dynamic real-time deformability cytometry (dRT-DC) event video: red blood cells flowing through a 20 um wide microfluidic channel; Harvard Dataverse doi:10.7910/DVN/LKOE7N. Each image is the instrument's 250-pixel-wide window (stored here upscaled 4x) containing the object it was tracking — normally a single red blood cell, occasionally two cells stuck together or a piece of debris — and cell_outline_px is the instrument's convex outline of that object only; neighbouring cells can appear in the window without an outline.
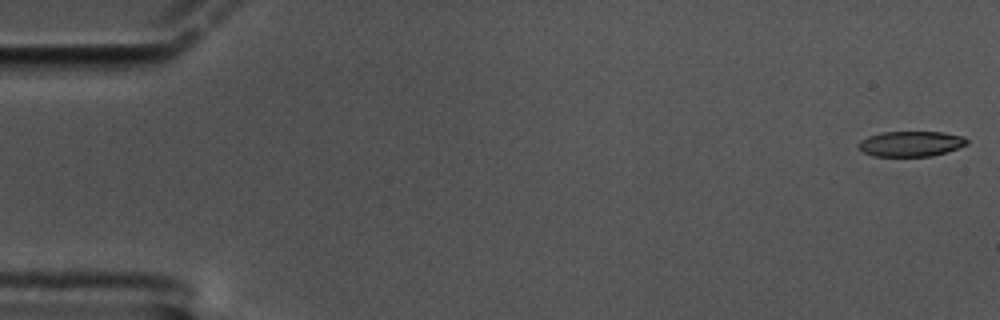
{"species": "common noctule bat (a hibernating species)", "species_latin": "Nyctalus noctula", "temperature_condition": "cold", "stored_images_in_passage": 26, "camera_frame_rate_fps": 3000, "um_per_image_px": 0.085, "animal": {"sex": "male", "body_mass_g": 17.5, "forearm_length_mm": 52.3}, "frame": {"image": 1, "passage_image": 1, "time_ms": 0.0, "image_size_px": [1000, 320], "cell_outline_px": [[968, 144], [948, 152], [932, 156], [872, 156], [864, 152], [856, 144], [860, 140], [868, 136], [880, 132], [944, 132], [964, 136], [968, 140]], "centroid_in_image_um": [77.44, 12.22], "position_along_channel_um": 7.6, "area_um2": 16.18}}
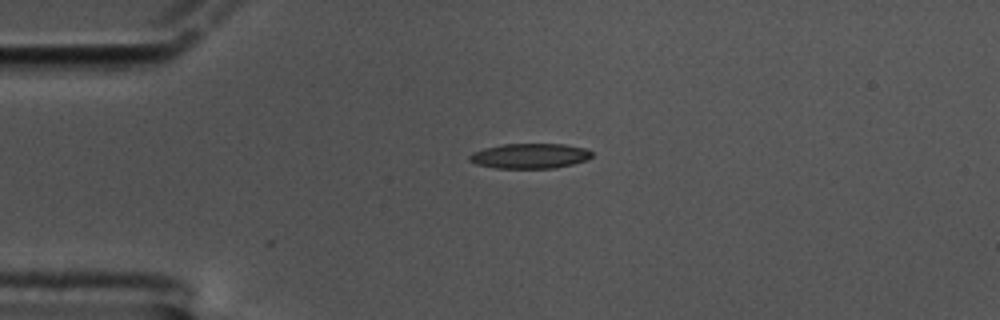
{"frame": {"image": 2, "passage_image": 14, "time_ms": 4.333, "image_size_px": [1000, 320], "cell_outline_px": [[592, 156], [588, 160], [556, 168], [496, 168], [476, 164], [468, 160], [468, 156], [472, 152], [484, 148], [504, 144], [564, 144], [584, 148], [592, 152]], "centroid_in_image_um": [45.03, 13.26], "position_along_channel_um": 40.0, "area_um2": 17.92}}
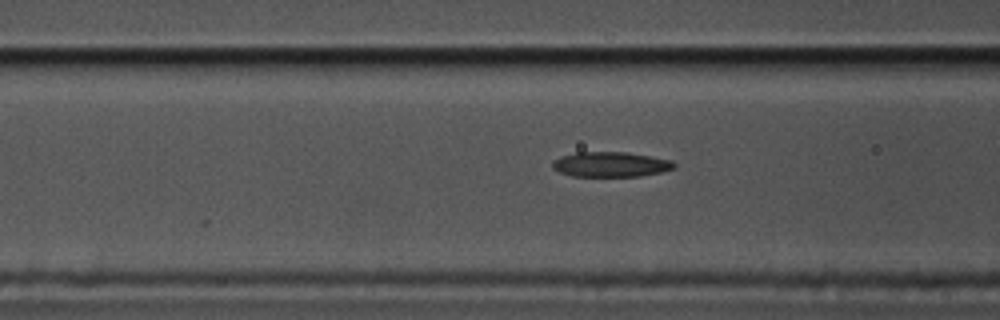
{"frame": {"image": 3, "passage_image": 23, "time_ms": 7.333, "image_size_px": [1000, 320], "cell_outline_px": [[676, 168], [660, 172], [640, 176], [572, 176], [560, 172], [552, 168], [552, 160], [576, 152], [628, 152], [672, 160], [676, 164]], "centroid_in_image_um": [51.92, 13.97], "position_along_channel_um": 114.7, "area_um2": 17.74}}